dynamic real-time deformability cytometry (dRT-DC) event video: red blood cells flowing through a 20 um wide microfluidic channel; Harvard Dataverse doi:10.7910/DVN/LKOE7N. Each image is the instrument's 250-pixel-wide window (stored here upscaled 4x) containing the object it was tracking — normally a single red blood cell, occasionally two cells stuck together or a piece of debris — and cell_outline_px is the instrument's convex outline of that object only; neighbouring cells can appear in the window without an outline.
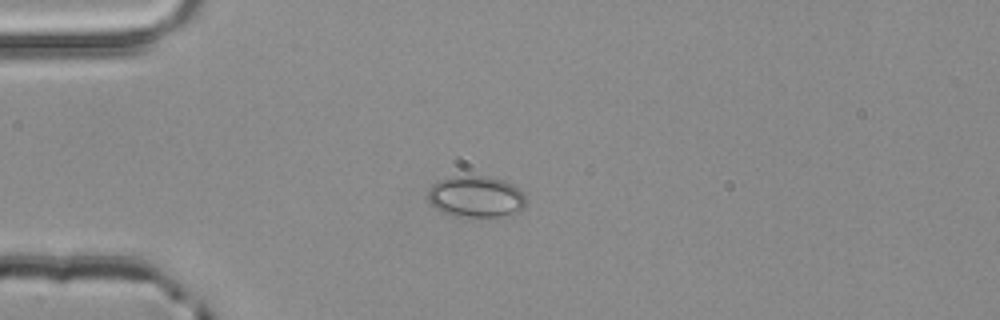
{"species": "common noctule bat (a hibernating species)", "species_latin": "Nyctalus noctula", "temperature_condition": "room temperature", "stored_images_in_passage": 3, "camera_frame_rate_fps": 3000, "um_per_image_px": 0.085, "animal": {"sex": "male", "body_mass_g": 20.4}, "frame": {"image": 1, "passage_image": 2, "time_ms": 0.333, "image_size_px": [1000, 320], "cell_outline_px": [[524, 208], [520, 212], [500, 216], [452, 216], [436, 208], [428, 200], [428, 188], [432, 184], [440, 180], [452, 176], [488, 176], [504, 180], [512, 184], [524, 192]], "centroid_in_image_um": [40.46, 16.7], "position_along_channel_um": 44.5, "area_um2": 23.7}}